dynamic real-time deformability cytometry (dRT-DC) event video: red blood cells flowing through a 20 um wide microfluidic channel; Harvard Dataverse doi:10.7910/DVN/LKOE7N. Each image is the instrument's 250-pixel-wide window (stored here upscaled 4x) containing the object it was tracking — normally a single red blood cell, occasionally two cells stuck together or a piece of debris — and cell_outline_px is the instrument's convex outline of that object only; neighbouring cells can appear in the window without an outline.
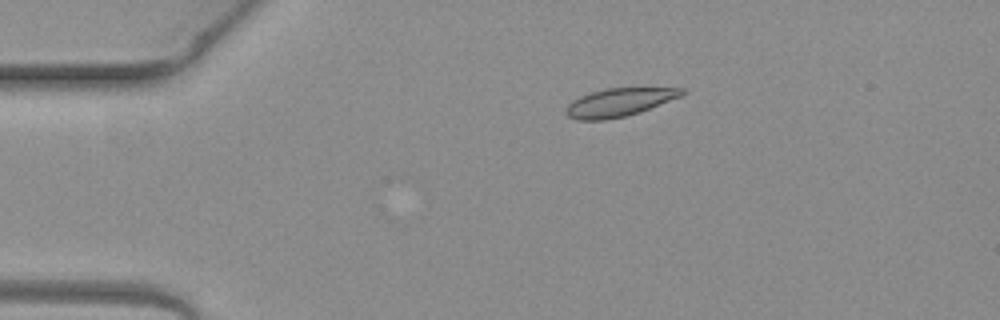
{"species": "common noctule bat (a hibernating species)", "species_latin": "Nyctalus noctula", "temperature_condition": "warm", "stored_images_in_passage": 2, "camera_frame_rate_fps": 3000, "um_per_image_px": 0.085, "animal": {"sex": "female", "body_mass_g": 19.3, "forearm_length_mm": 54.1}, "frame": {"image": 1, "passage_image": 1, "time_ms": 0.0, "image_size_px": [1000, 320], "cell_outline_px": [[688, 92], [680, 96], [640, 112], [624, 116], [604, 120], [576, 120], [568, 116], [564, 112], [568, 104], [572, 100], [580, 96], [604, 88], [688, 88]], "centroid_in_image_um": [52.62, 8.69], "position_along_channel_um": 32.4, "area_um2": 19.02}}